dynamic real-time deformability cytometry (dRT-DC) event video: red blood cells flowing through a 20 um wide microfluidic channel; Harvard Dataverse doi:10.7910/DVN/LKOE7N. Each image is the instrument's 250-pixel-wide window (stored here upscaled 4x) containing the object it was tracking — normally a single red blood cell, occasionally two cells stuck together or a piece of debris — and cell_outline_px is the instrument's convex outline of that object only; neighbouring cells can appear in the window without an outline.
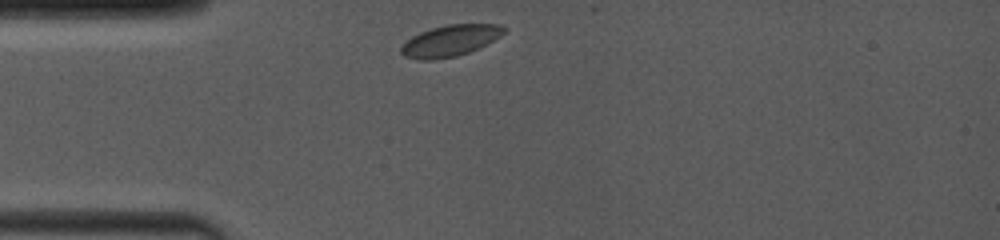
{"species": "common noctule bat (a hibernating species)", "species_latin": "Nyctalus noctula", "temperature_condition": "room temperature", "stored_images_in_passage": 18, "camera_frame_rate_fps": 4000, "um_per_image_px": 0.085, "animal": {"sex": "female", "body_mass_g": 19.0, "forearm_length_mm": 53.3}, "frame": {"image": 1, "passage_image": 1, "time_ms": 0.0, "image_size_px": [1000, 240], "cell_outline_px": [[508, 28], [500, 36], [468, 52], [456, 56], [432, 60], [420, 60], [404, 56], [400, 52], [400, 48], [412, 36], [420, 32], [432, 28], [448, 24], [500, 24]], "centroid_in_image_um": [38.25, 3.45], "position_along_channel_um": 46.8, "area_um2": 18.5}}
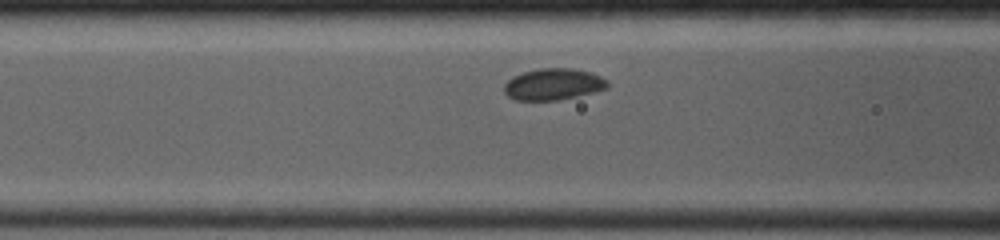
{"frame": {"image": 2, "passage_image": 10, "time_ms": 2.25, "image_size_px": [1000, 240], "cell_outline_px": [[608, 88], [560, 100], [516, 100], [508, 96], [504, 92], [504, 84], [512, 76], [524, 72], [540, 68], [572, 68], [588, 72], [600, 76], [608, 80]], "centroid_in_image_um": [47.01, 7.16], "position_along_channel_um": 119.6, "area_um2": 18.9}}
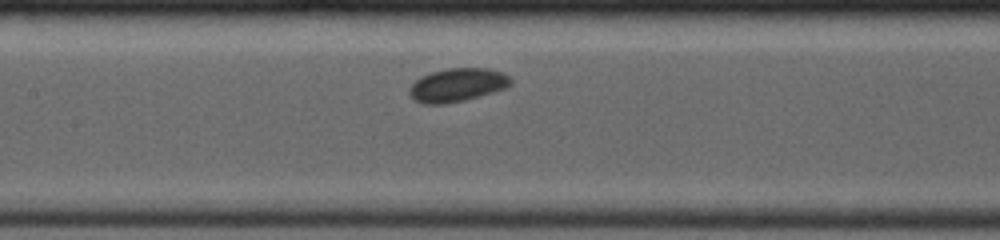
{"frame": {"image": 3, "passage_image": 15, "time_ms": 3.5, "image_size_px": [1000, 240], "cell_outline_px": [[512, 84], [504, 88], [492, 92], [464, 100], [444, 104], [424, 104], [416, 100], [408, 92], [408, 88], [420, 76], [432, 72], [448, 68], [488, 68], [504, 72], [512, 80]], "centroid_in_image_um": [38.87, 7.21], "position_along_channel_um": 168.5, "area_um2": 19.65}}